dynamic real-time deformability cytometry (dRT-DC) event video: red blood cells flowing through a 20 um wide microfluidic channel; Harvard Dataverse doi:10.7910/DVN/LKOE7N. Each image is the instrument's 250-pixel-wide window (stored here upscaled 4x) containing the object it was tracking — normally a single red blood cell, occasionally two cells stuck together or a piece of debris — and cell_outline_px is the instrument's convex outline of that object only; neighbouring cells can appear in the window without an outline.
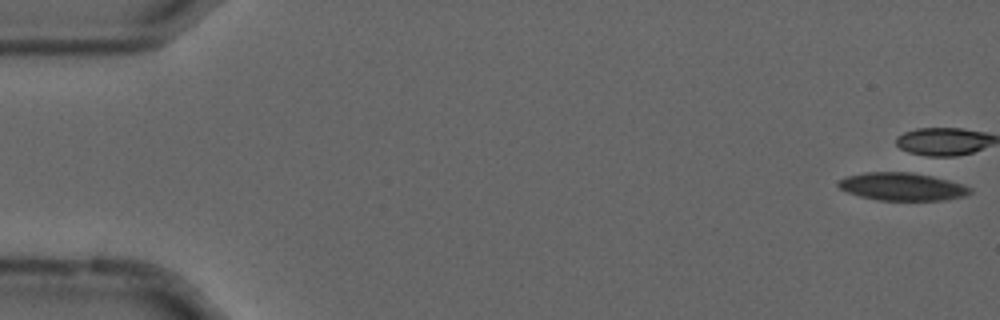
{"species": "common noctule bat (a hibernating species)", "species_latin": "Nyctalus noctula", "temperature_condition": "cold", "stored_images_in_passage": 6, "camera_frame_rate_fps": 3000, "um_per_image_px": 0.085, "animal": {"sex": "male", "forearm_length_mm": 52.5}, "frame": {"image": 1, "passage_image": 1, "time_ms": 0.0, "image_size_px": [1000, 320], "cell_outline_px": [[972, 192], [964, 196], [944, 200], [876, 200], [860, 196], [848, 192], [840, 188], [836, 184], [840, 180], [848, 176], [864, 172], [912, 172], [932, 176], [948, 180], [972, 188]], "centroid_in_image_um": [76.68, 15.86], "position_along_channel_um": 8.3, "area_um2": 21.21}}